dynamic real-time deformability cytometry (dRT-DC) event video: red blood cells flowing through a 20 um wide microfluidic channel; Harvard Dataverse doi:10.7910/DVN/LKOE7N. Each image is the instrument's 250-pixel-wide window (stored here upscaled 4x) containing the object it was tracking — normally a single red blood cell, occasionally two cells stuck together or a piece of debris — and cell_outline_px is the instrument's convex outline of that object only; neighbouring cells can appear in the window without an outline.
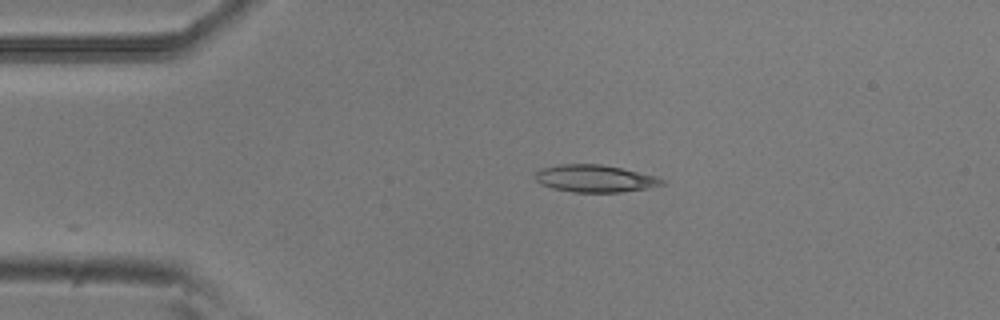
{"species": "common noctule bat (a hibernating species)", "species_latin": "Nyctalus noctula", "temperature_condition": "room temperature", "stored_images_in_passage": 20, "camera_frame_rate_fps": 3000, "um_per_image_px": 0.085, "animal": {"sex": "male", "body_mass_g": 20.5, "forearm_length_mm": 52.5}, "frame": {"image": 1, "passage_image": 1, "time_ms": 0.0, "image_size_px": [1000, 320], "cell_outline_px": [[664, 184], [648, 188], [620, 192], [572, 192], [552, 188], [540, 184], [536, 180], [536, 172], [540, 168], [560, 164], [600, 164], [620, 168], [656, 176], [664, 180]], "centroid_in_image_um": [50.54, 15.17], "position_along_channel_um": 34.5, "area_um2": 20.06}}
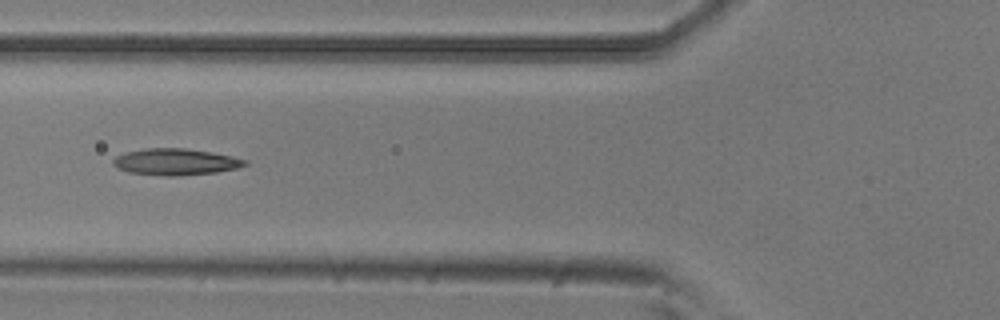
{"frame": {"image": 2, "passage_image": 10, "time_ms": 3.0, "image_size_px": [1000, 320], "cell_outline_px": [[248, 164], [236, 168], [216, 172], [180, 176], [164, 176], [128, 172], [112, 164], [112, 160], [116, 156], [128, 152], [144, 148], [184, 148], [212, 152], [232, 156], [248, 160]], "centroid_in_image_um": [14.94, 13.76], "position_along_channel_um": 110.9, "area_um2": 20.35}}
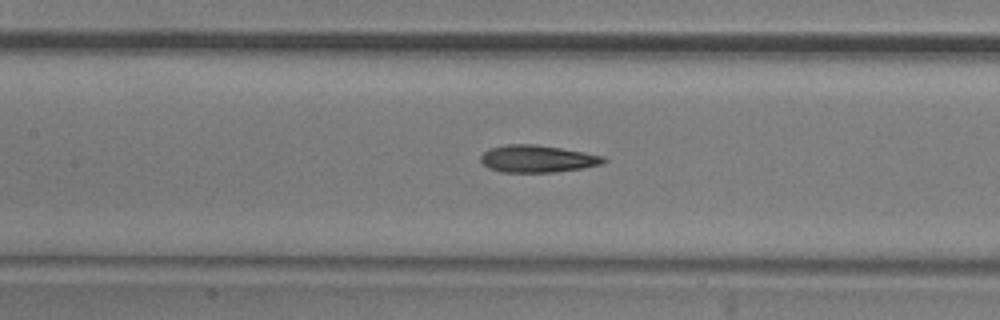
{"frame": {"image": 3, "passage_image": 14, "time_ms": 4.333, "image_size_px": [1000, 320], "cell_outline_px": [[608, 160], [604, 164], [584, 168], [556, 172], [500, 172], [488, 168], [480, 160], [480, 156], [484, 152], [492, 148], [508, 144], [536, 144], [584, 152], [604, 156]], "centroid_in_image_um": [45.72, 13.5], "position_along_channel_um": 161.7, "area_um2": 19.59}}